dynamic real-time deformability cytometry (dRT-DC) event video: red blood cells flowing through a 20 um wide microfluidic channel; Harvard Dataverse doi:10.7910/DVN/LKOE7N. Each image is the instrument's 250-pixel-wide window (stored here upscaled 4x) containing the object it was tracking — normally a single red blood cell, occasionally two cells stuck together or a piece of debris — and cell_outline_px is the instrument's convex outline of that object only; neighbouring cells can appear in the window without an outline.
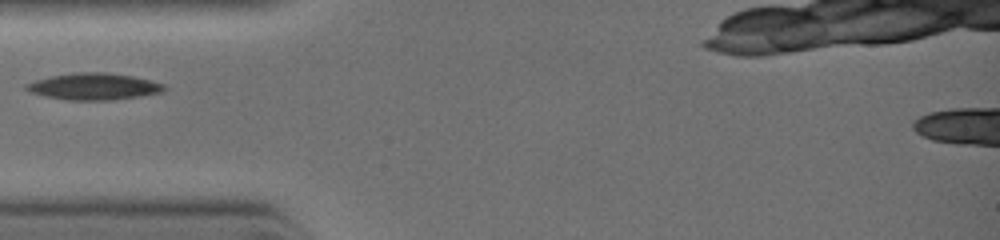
{"species": "common noctule bat (a hibernating species)", "species_latin": "Nyctalus noctula", "temperature_condition": "warm", "stored_images_in_passage": 28, "camera_frame_rate_fps": 3000, "um_per_image_px": 0.085, "animal": {"sex": "female", "body_mass_g": 19.0, "forearm_length_mm": 51.5}, "frame": {"image": 1, "passage_image": 1, "time_ms": 0.0, "image_size_px": [1000, 240], "cell_outline_px": [[168, 88], [160, 92], [140, 96], [108, 100], [68, 100], [44, 96], [28, 92], [24, 88], [24, 84], [36, 80], [52, 76], [76, 72], [104, 72], [132, 76], [164, 84]], "centroid_in_image_um": [7.93, 7.35], "position_along_channel_um": 77.1, "area_um2": 21.33}}
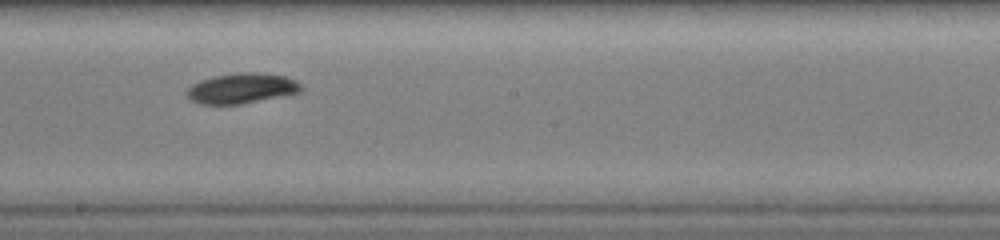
{"frame": {"image": 2, "passage_image": 15, "time_ms": 2.667, "image_size_px": [1000, 240], "cell_outline_px": [[304, 88], [300, 92], [240, 104], [200, 104], [192, 100], [184, 92], [192, 84], [200, 80], [212, 76], [236, 72], [256, 72], [288, 76], [296, 80]], "centroid_in_image_um": [20.54, 7.49], "position_along_channel_um": 227.7, "area_um2": 20.29}}
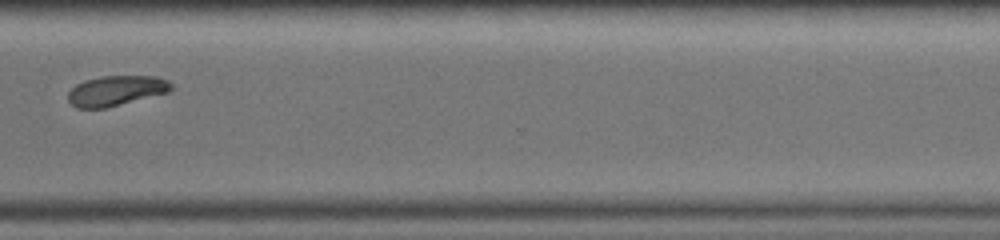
{"frame": {"image": 3, "passage_image": 27, "time_ms": 5.0, "image_size_px": [1000, 240], "cell_outline_px": [[176, 88], [168, 92], [104, 108], [76, 108], [68, 100], [68, 92], [76, 84], [84, 80], [100, 76], [156, 76], [168, 80]], "centroid_in_image_um": [9.88, 7.69], "position_along_channel_um": 360.7, "area_um2": 18.09}}